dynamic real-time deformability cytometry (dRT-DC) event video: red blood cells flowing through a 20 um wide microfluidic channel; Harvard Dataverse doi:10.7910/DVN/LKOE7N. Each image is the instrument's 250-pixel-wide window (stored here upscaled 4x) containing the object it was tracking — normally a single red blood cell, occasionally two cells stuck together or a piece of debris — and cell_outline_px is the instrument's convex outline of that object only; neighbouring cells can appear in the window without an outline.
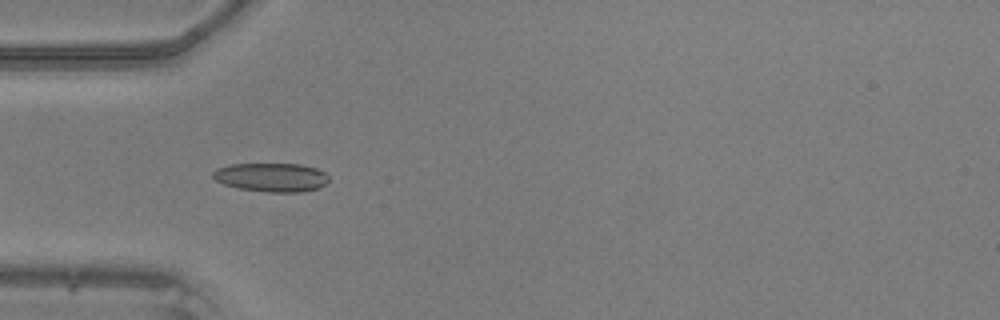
{"species": "common noctule bat (a hibernating species)", "species_latin": "Nyctalus noctula", "temperature_condition": "warm", "stored_images_in_passage": 21, "camera_frame_rate_fps": 3000, "um_per_image_px": 0.085, "animal": {"sex": "male", "body_mass_g": 20.5, "forearm_length_mm": 52.5}, "frame": {"image": 1, "passage_image": 1, "time_ms": 0.0, "image_size_px": [1000, 320], "cell_outline_px": [[328, 180], [324, 184], [316, 188], [300, 192], [268, 192], [240, 188], [224, 184], [216, 180], [212, 176], [212, 172], [216, 168], [232, 164], [300, 164], [316, 168], [324, 172], [328, 176]], "centroid_in_image_um": [23.05, 15.06], "position_along_channel_um": 62.0, "area_um2": 19.25}}